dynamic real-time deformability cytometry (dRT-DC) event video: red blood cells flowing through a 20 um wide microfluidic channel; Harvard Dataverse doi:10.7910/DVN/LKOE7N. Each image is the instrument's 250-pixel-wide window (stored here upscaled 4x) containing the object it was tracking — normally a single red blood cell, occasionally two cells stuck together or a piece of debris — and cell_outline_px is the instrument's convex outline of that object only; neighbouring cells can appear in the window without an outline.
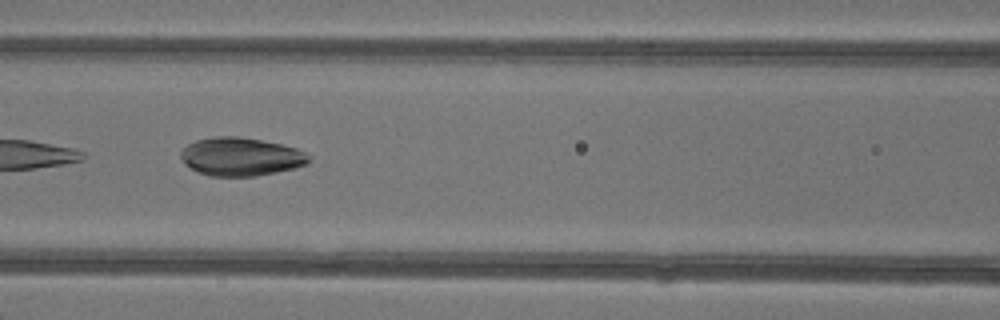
{"species": "common noctule bat (a hibernating species)", "species_latin": "Nyctalus noctula", "temperature_condition": "warm", "stored_images_in_passage": 5, "camera_frame_rate_fps": 3000, "um_per_image_px": 0.085, "animal": {"sex": "female"}, "frame": {"image": 1, "passage_image": 5, "time_ms": 4.667, "image_size_px": [1000, 320], "cell_outline_px": [[308, 164], [276, 172], [256, 176], [208, 176], [196, 172], [184, 164], [180, 156], [180, 152], [188, 144], [196, 140], [216, 136], [236, 136], [260, 140], [280, 144], [296, 148], [304, 152], [308, 156]], "centroid_in_image_um": [20.41, 13.32], "position_along_channel_um": 146.2, "area_um2": 28.5}}